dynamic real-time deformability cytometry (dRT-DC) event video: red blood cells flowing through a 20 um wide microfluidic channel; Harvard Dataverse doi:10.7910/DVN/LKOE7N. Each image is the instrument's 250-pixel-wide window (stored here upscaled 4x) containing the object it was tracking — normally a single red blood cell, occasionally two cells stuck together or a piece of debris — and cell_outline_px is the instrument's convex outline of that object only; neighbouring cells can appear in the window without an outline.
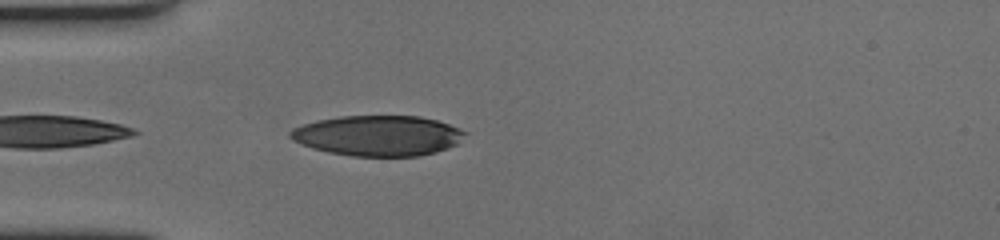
{"species": "human", "species_latin": "Homo sapiens", "temperature_condition": "cold", "stored_images_in_passage": 28, "camera_frame_rate_fps": 3000, "um_per_image_px": 0.085, "donor": {"sex": "female"}, "frame": {"image": 1, "passage_image": 2, "time_ms": 0.333, "image_size_px": [1000, 240], "cell_outline_px": [[468, 132], [456, 144], [436, 152], [420, 156], [352, 156], [328, 152], [312, 148], [300, 144], [292, 140], [288, 136], [288, 132], [292, 128], [316, 120], [340, 116], [420, 116], [436, 120], [460, 128]], "centroid_in_image_um": [32.1, 11.53], "position_along_channel_um": 52.9, "area_um2": 41.27}}
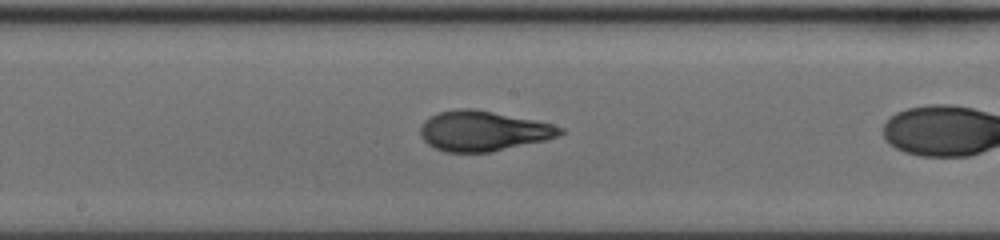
{"frame": {"image": 2, "passage_image": 13, "time_ms": 4.0, "image_size_px": [1000, 240], "cell_outline_px": [[564, 132], [556, 136], [544, 140], [492, 152], [444, 152], [428, 144], [420, 136], [420, 124], [428, 116], [440, 112], [456, 108], [472, 108], [552, 124], [564, 128]], "centroid_in_image_um": [41.0, 11.13], "position_along_channel_um": 207.2, "area_um2": 32.48}}
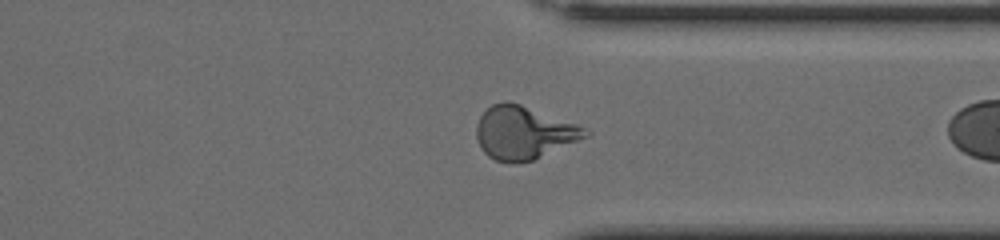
{"frame": {"image": 3, "passage_image": 27, "time_ms": 8.667, "image_size_px": [1000, 240], "cell_outline_px": [[592, 132], [588, 136], [532, 160], [496, 160], [488, 156], [480, 148], [476, 136], [476, 124], [480, 116], [492, 104], [504, 100], [508, 100], [520, 104], [576, 124]], "centroid_in_image_um": [44.48, 11.24], "position_along_channel_um": 366.9, "area_um2": 32.89}}